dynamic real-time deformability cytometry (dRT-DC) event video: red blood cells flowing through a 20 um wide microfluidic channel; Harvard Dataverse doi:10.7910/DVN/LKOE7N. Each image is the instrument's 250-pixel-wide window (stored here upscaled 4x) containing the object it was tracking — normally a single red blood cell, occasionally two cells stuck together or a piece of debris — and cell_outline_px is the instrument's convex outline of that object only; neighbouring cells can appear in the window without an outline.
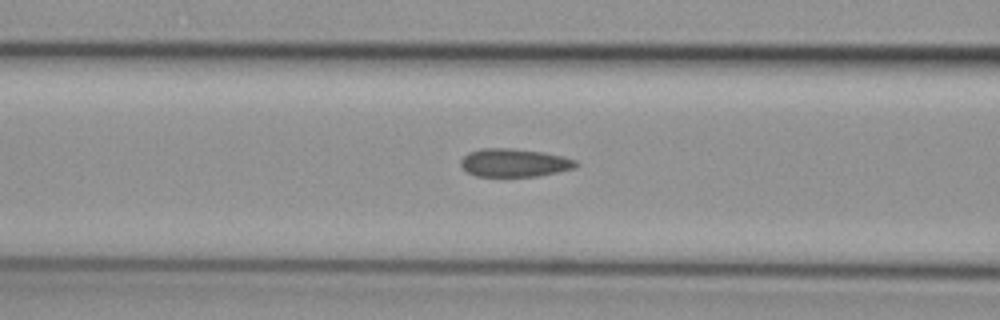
{"species": "common noctule bat (a hibernating species)", "species_latin": "Nyctalus noctula", "temperature_condition": "cold", "stored_images_in_passage": 30, "camera_frame_rate_fps": 3000, "um_per_image_px": 0.085, "animal": {"sex": "female", "body_mass_g": 29.2, "forearm_length_mm": 56.3}, "frame": {"image": 1, "passage_image": 18, "time_ms": 5.667, "image_size_px": [1000, 320], "cell_outline_px": [[580, 164], [576, 168], [536, 176], [476, 176], [468, 172], [460, 164], [460, 160], [468, 152], [480, 148], [512, 148], [544, 152], [564, 156], [576, 160]], "centroid_in_image_um": [43.74, 13.82], "position_along_channel_um": 122.9, "area_um2": 19.02}}
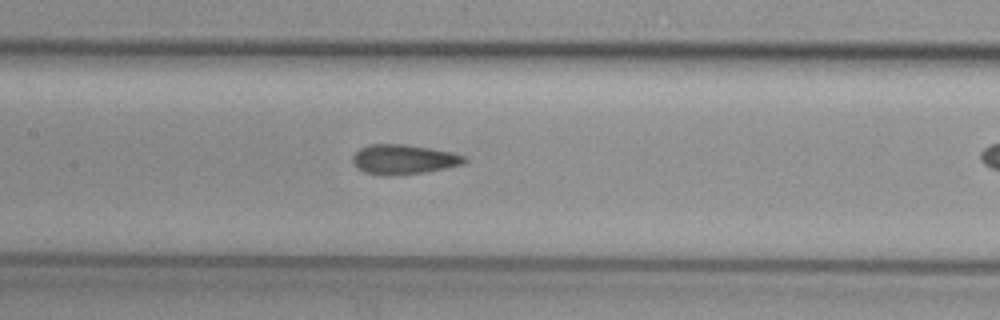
{"frame": {"image": 2, "passage_image": 22, "time_ms": 7.0, "image_size_px": [1000, 320], "cell_outline_px": [[468, 160], [464, 164], [428, 172], [388, 176], [384, 176], [364, 172], [356, 168], [352, 164], [352, 156], [360, 148], [368, 144], [404, 144], [452, 152], [464, 156]], "centroid_in_image_um": [34.28, 13.56], "position_along_channel_um": 173.1, "area_um2": 19.59}}